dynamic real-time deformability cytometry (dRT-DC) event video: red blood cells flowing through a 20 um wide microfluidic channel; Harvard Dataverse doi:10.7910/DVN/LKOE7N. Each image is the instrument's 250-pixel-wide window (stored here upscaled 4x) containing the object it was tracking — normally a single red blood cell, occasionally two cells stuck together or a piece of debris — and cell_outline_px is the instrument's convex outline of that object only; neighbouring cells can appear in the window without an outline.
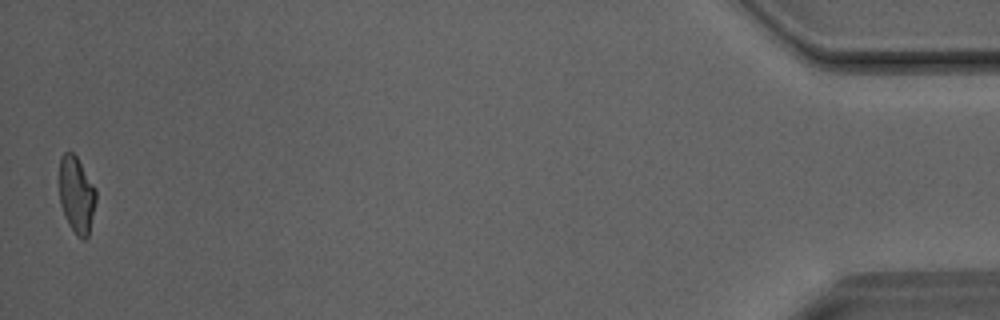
{"species": "Egyptian fruit bat (a non-hibernating species)", "species_latin": "Rousettus aegyptiacus", "temperature_condition": "room temperature", "stored_images_in_passage": 29, "camera_frame_rate_fps": 3000, "um_per_image_px": 0.085, "animal": {"sex": "male"}, "frame": {"image": 1, "passage_image": 29, "time_ms": 9.333, "image_size_px": [1000, 320], "cell_outline_px": [[96, 200], [88, 236], [84, 240], [76, 236], [68, 224], [64, 216], [60, 204], [60, 156], [64, 152], [72, 152], [76, 156], [96, 188]], "centroid_in_image_um": [6.5, 16.58], "position_along_channel_um": 428.7, "area_um2": 16.42}}